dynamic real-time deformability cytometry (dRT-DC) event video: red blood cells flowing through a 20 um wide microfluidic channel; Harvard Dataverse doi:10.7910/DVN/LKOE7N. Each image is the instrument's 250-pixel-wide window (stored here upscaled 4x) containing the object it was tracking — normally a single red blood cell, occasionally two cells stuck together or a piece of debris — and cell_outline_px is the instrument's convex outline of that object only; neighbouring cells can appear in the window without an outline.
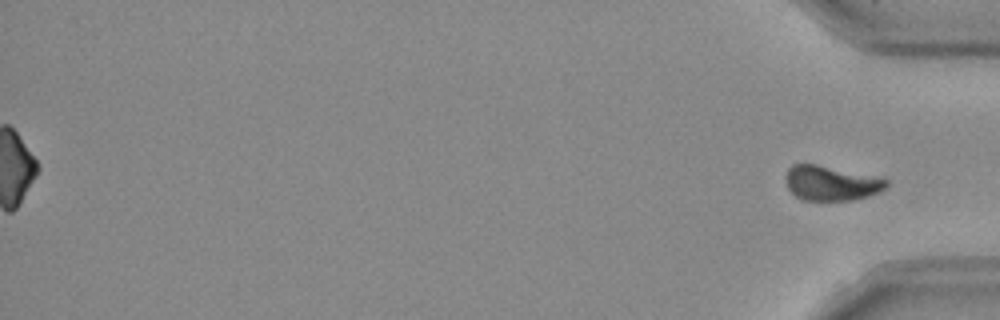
{"species": "Egyptian fruit bat (a non-hibernating species)", "species_latin": "Rousettus aegyptiacus", "temperature_condition": "room temperature", "stored_images_in_passage": 49, "segment_of_instrument_passage": [2, 2], "camera_frame_rate_fps": 3000, "um_per_image_px": 0.085, "frame": {"image": 1, "passage_image": 49, "time_ms": 16.0, "image_size_px": [1000, 320], "cell_outline_px": [[888, 184], [884, 188], [868, 196], [852, 200], [804, 200], [796, 196], [788, 188], [784, 180], [784, 176], [788, 168], [792, 164], [816, 164], [888, 180]], "centroid_in_image_um": [70.56, 15.57], "position_along_channel_um": 364.6, "area_um2": 20.0}}